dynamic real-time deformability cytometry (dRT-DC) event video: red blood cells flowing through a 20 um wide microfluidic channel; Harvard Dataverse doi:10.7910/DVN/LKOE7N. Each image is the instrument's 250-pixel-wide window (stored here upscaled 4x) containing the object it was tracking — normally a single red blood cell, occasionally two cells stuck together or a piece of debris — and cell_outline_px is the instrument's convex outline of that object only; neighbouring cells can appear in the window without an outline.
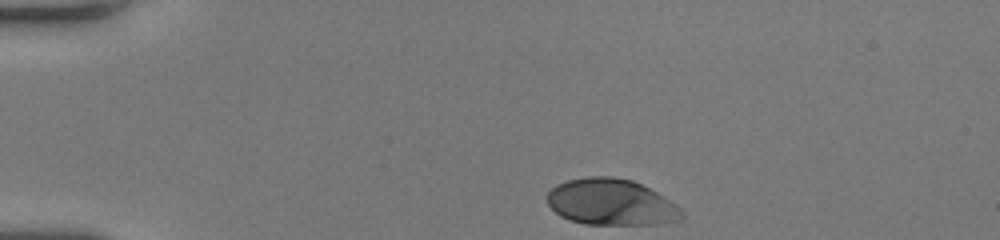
{"species": "human", "species_latin": "Homo sapiens", "temperature_condition": "room temperature", "stored_images_in_passage": 34, "camera_frame_rate_fps": 3000, "um_per_image_px": 0.085, "donor": {"sex": "female"}, "frame": {"image": 1, "passage_image": 1, "time_ms": 0.0, "image_size_px": [1000, 240], "cell_outline_px": [[684, 216], [680, 220], [656, 224], [584, 224], [560, 216], [548, 204], [544, 196], [556, 184], [568, 180], [588, 176], [612, 176], [632, 180], [664, 196], [680, 208], [684, 212]], "centroid_in_image_um": [51.93, 17.18], "position_along_channel_um": 33.1, "area_um2": 36.36}}
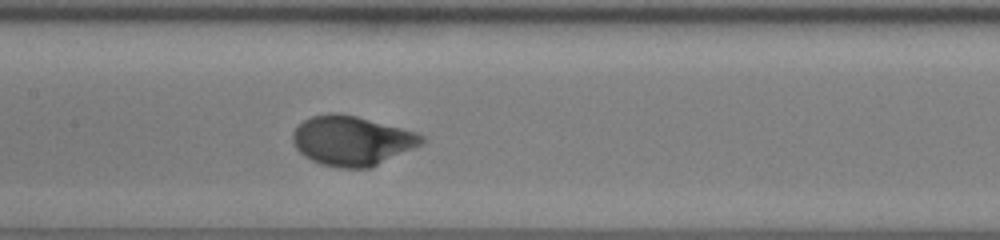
{"frame": {"image": 2, "passage_image": 17, "time_ms": 5.333, "image_size_px": [1000, 240], "cell_outline_px": [[424, 140], [420, 144], [412, 148], [368, 168], [340, 168], [320, 164], [304, 156], [296, 148], [292, 140], [292, 132], [304, 120], [312, 116], [328, 112], [340, 112], [356, 116], [416, 132], [424, 136]], "centroid_in_image_um": [29.85, 11.94], "position_along_channel_um": 177.6, "area_um2": 36.88}}
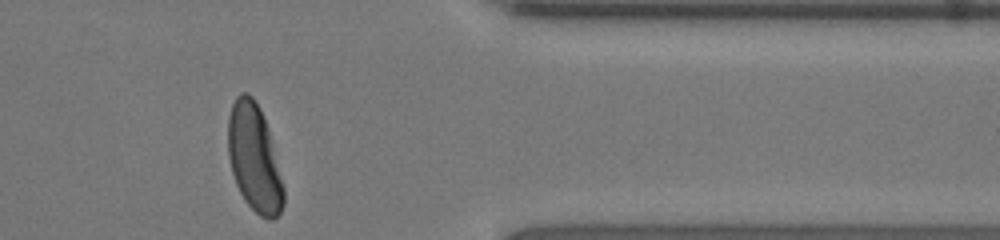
{"frame": {"image": 3, "passage_image": 34, "time_ms": 11.0, "image_size_px": [1000, 240], "cell_outline_px": [[284, 204], [280, 212], [272, 220], [268, 220], [260, 216], [244, 200], [236, 184], [232, 172], [228, 156], [228, 116], [232, 104], [236, 96], [240, 92], [248, 92], [252, 96], [260, 108], [268, 128], [284, 188]], "centroid_in_image_um": [21.6, 13.42], "position_along_channel_um": 389.8, "area_um2": 34.68}, "authors_computed_cell_mechanics": {"area_um2": 36.1539, "velocity_mm_per_s": 3.9859, "shape_relaxation_time_tau1_ms": 2.2942, "shape_relaxation_time_tau2_ms": null, "deformation_change_tau1": 0.178, "deformation_change_tau2": null}}